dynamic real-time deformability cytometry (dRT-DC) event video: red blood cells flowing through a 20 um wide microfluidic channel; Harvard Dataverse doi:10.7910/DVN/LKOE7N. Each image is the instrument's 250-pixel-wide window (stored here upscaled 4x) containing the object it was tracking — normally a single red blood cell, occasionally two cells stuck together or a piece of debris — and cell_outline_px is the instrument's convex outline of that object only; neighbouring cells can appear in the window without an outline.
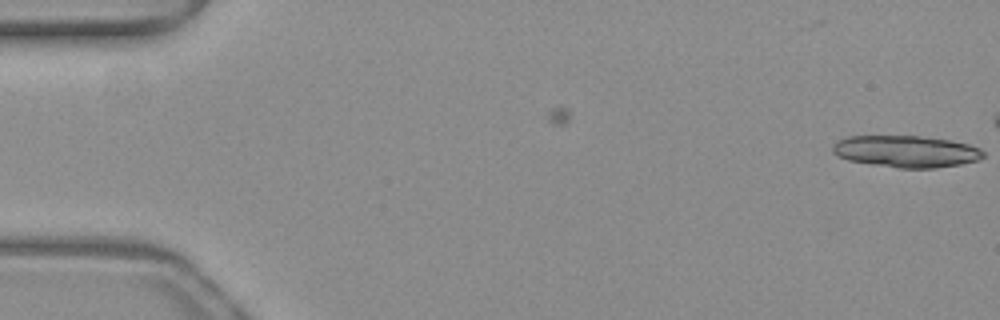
{"species": "common noctule bat (a hibernating species)", "species_latin": "Nyctalus noctula", "temperature_condition": "warm", "stored_images_in_passage": 7, "camera_frame_rate_fps": 3000, "um_per_image_px": 0.085, "animal": {"sex": "female", "body_mass_g": 19.3, "forearm_length_mm": 54.1}, "frame": {"image": 1, "passage_image": 7, "time_ms": 2.0, "image_size_px": [1000, 320], "cell_outline_px": [[984, 156], [976, 160], [960, 164], [936, 168], [900, 168], [872, 164], [848, 160], [836, 156], [832, 152], [832, 144], [836, 140], [848, 136], [920, 136], [948, 140], [968, 144], [980, 148], [984, 152]], "centroid_in_image_um": [76.97, 12.87], "position_along_channel_um": 8.0, "area_um2": 27.92}}